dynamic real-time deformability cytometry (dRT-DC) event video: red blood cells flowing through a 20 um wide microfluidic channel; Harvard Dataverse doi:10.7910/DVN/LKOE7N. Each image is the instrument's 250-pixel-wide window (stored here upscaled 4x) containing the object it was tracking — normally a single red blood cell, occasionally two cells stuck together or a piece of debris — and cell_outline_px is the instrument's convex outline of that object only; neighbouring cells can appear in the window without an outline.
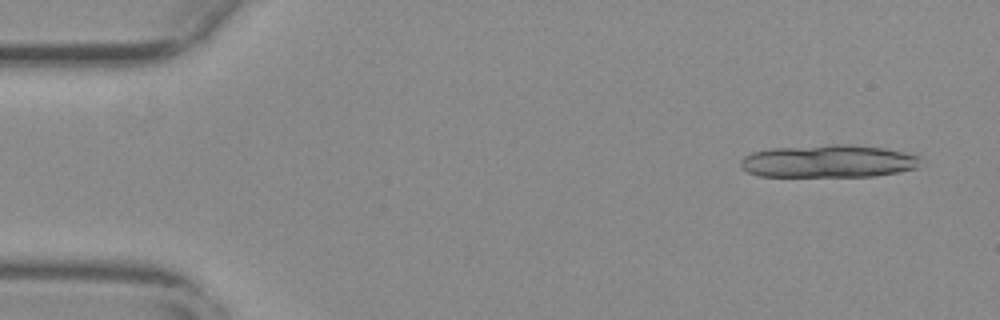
{"species": "common noctule bat (a hibernating species)", "species_latin": "Nyctalus noctula", "temperature_condition": "warm", "stored_images_in_passage": 14, "camera_frame_rate_fps": 3000, "um_per_image_px": 0.085, "animal": {"sex": "female", "body_mass_g": 29.2, "forearm_length_mm": 56.3}, "frame": {"image": 1, "passage_image": 3, "time_ms": 0.667, "image_size_px": [1000, 320], "cell_outline_px": [[920, 156], [916, 168], [896, 172], [872, 176], [760, 176], [748, 172], [740, 168], [740, 160], [744, 156], [752, 152], [772, 148], [832, 144], [852, 144], [884, 148], [904, 152]], "centroid_in_image_um": [70.36, 13.69], "position_along_channel_um": 14.6, "area_um2": 34.28}}